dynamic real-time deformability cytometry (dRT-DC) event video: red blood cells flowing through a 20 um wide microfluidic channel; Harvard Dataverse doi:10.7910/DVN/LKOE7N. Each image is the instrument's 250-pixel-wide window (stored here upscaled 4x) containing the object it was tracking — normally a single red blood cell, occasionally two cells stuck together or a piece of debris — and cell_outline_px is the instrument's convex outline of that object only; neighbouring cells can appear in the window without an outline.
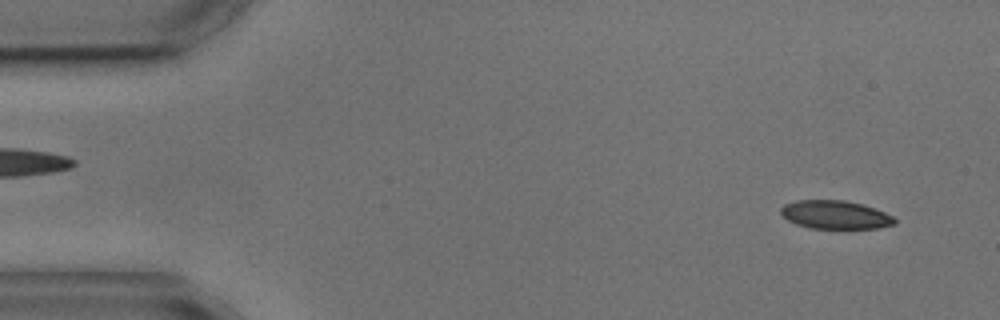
{"species": "common noctule bat (a hibernating species)", "species_latin": "Nyctalus noctula", "temperature_condition": "cold", "stored_images_in_passage": 3, "camera_frame_rate_fps": 3000, "um_per_image_px": 0.085, "animal": {"sex": "male", "body_mass_g": 17.9, "forearm_length_mm": 54.2}, "frame": {"image": 1, "passage_image": 3, "time_ms": 3.333, "image_size_px": [1000, 320], "cell_outline_px": [[896, 224], [880, 228], [808, 228], [796, 224], [788, 220], [780, 212], [780, 208], [784, 204], [796, 200], [844, 200], [860, 204], [884, 212], [892, 216], [896, 220]], "centroid_in_image_um": [70.97, 18.26], "position_along_channel_um": 14.0, "area_um2": 18.73}}